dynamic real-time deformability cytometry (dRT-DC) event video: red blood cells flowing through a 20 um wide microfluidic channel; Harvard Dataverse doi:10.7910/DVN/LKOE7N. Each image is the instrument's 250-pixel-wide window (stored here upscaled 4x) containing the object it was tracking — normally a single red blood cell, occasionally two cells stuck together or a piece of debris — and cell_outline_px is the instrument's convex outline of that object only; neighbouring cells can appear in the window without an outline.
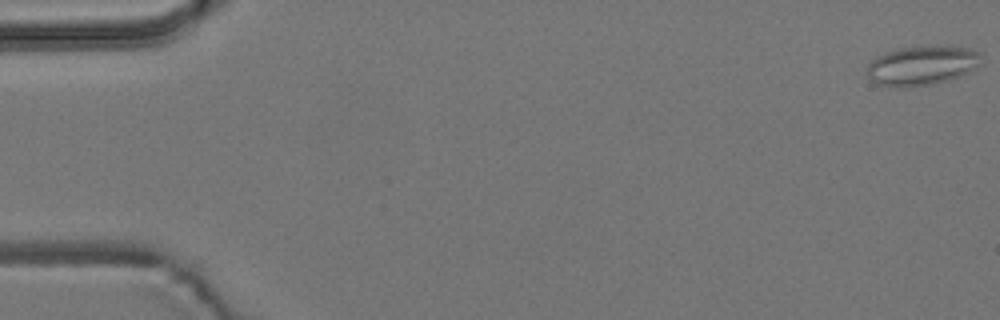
{"species": "common noctule bat (a hibernating species)", "species_latin": "Nyctalus noctula", "temperature_condition": "room temperature", "stored_images_in_passage": 6, "camera_frame_rate_fps": 3000, "um_per_image_px": 0.085, "animal": {"sex": "male", "body_mass_g": 19.2, "forearm_length_mm": 51.8}, "frame": {"image": 1, "passage_image": 1, "time_ms": 0.0, "image_size_px": [1000, 320], "cell_outline_px": [[980, 64], [968, 72], [948, 80], [908, 88], [896, 88], [876, 84], [868, 76], [868, 64], [876, 56], [884, 52], [900, 48], [920, 44], [948, 44], [968, 48], [980, 52]], "centroid_in_image_um": [78.35, 5.52], "position_along_channel_um": 6.6, "area_um2": 26.93}}